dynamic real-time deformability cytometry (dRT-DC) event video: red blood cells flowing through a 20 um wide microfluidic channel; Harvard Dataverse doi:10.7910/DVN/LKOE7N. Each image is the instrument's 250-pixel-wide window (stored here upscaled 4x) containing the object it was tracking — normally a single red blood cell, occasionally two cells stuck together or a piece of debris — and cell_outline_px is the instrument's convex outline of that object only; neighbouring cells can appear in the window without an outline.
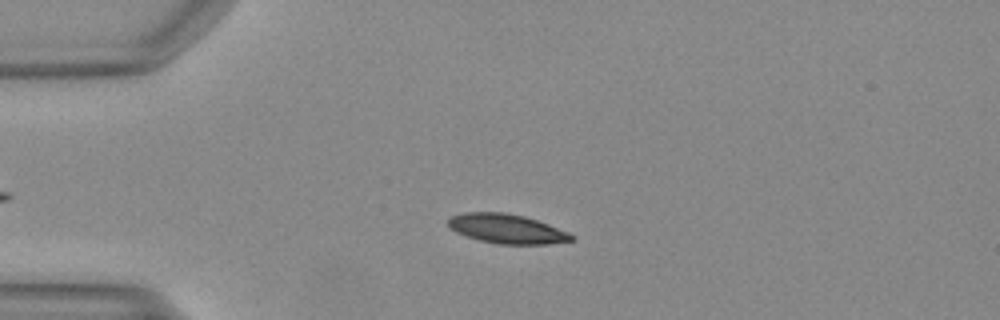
{"species": "Egyptian fruit bat (a non-hibernating species)", "species_latin": "Rousettus aegyptiacus", "temperature_condition": "warm", "stored_images_in_passage": 45, "camera_frame_rate_fps": 3000, "um_per_image_px": 0.085, "animal": {"sex": "female"}, "frame": {"image": 1, "passage_image": 12, "time_ms": 3.667, "image_size_px": [1000, 320], "cell_outline_px": [[576, 236], [572, 240], [548, 244], [496, 244], [480, 240], [456, 232], [448, 224], [448, 220], [452, 216], [464, 212], [504, 212], [524, 216], [548, 224], [568, 232]], "centroid_in_image_um": [43.09, 19.44], "position_along_channel_um": 41.9, "area_um2": 20.92}}
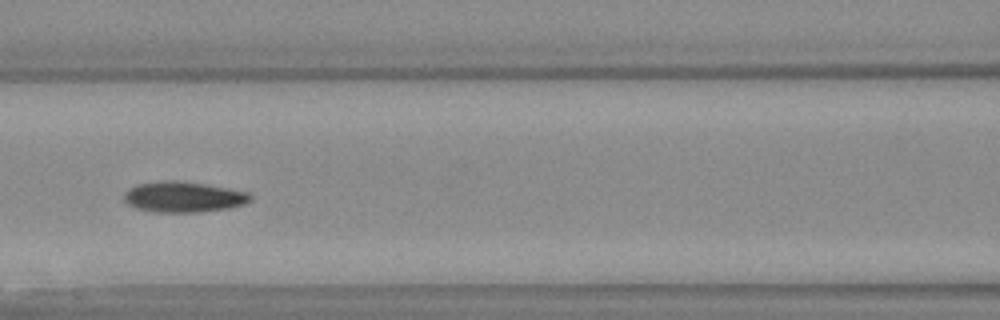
{"frame": {"image": 2, "passage_image": 22, "time_ms": 7.0, "image_size_px": [1000, 320], "cell_outline_px": [[252, 200], [244, 204], [228, 208], [196, 212], [152, 212], [136, 208], [128, 204], [124, 200], [124, 192], [128, 188], [136, 184], [164, 180], [176, 180], [204, 184], [248, 192], [252, 196]], "centroid_in_image_um": [15.56, 16.73], "position_along_channel_um": 151.0, "area_um2": 22.6}}
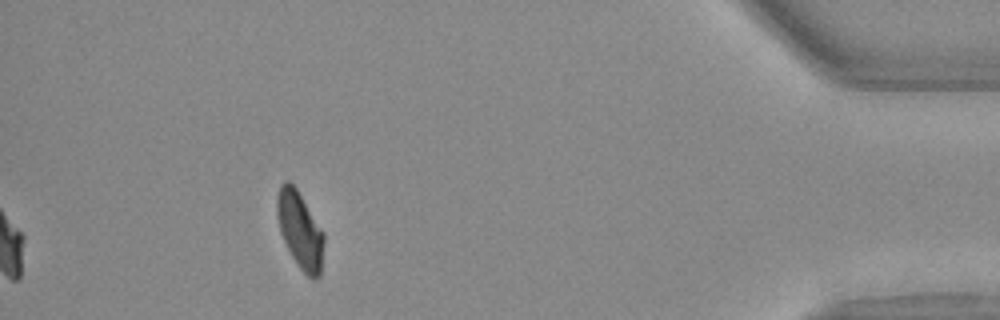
{"frame": {"image": 3, "passage_image": 45, "time_ms": 14.667, "image_size_px": [1000, 320], "cell_outline_px": [[324, 244], [320, 276], [312, 280], [300, 268], [292, 256], [280, 232], [276, 212], [276, 196], [280, 184], [284, 180], [288, 180], [296, 188], [324, 232]], "centroid_in_image_um": [25.49, 19.54], "position_along_channel_um": 409.7, "area_um2": 20.98}}